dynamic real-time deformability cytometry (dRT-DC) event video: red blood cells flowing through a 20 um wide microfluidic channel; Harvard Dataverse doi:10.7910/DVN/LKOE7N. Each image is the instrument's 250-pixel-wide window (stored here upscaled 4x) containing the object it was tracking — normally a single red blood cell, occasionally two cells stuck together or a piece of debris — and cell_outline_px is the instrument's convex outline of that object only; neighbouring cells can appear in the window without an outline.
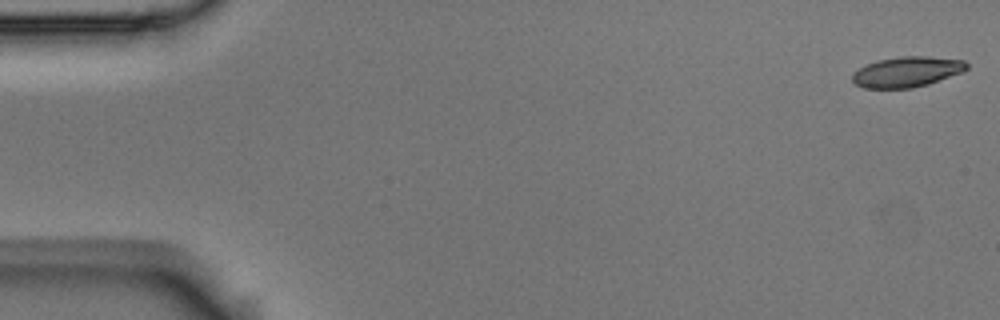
{"species": "Egyptian fruit bat (a non-hibernating species)", "species_latin": "Rousettus aegyptiacus", "temperature_condition": "room temperature", "stored_images_in_passage": 5, "camera_frame_rate_fps": 3000, "um_per_image_px": 0.085, "animal": {"sex": "male"}, "frame": {"image": 1, "passage_image": 1, "time_ms": 0.0, "image_size_px": [1000, 320], "cell_outline_px": [[968, 68], [964, 72], [928, 84], [912, 88], [864, 88], [856, 84], [852, 80], [852, 72], [876, 60], [900, 56], [928, 56], [964, 60], [968, 64]], "centroid_in_image_um": [77.11, 6.1], "position_along_channel_um": 7.9, "area_um2": 20.4}}
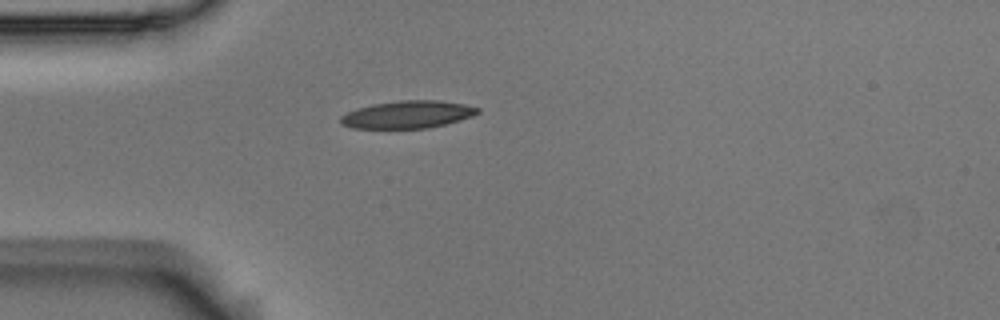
{"frame": {"image": 2, "passage_image": 5, "time_ms": 1.333, "image_size_px": [1000, 320], "cell_outline_px": [[480, 112], [472, 116], [460, 120], [428, 128], [352, 128], [340, 124], [340, 116], [356, 108], [372, 104], [400, 100], [440, 100], [464, 104], [480, 108]], "centroid_in_image_um": [34.64, 9.73], "position_along_channel_um": 50.4, "area_um2": 22.02}}